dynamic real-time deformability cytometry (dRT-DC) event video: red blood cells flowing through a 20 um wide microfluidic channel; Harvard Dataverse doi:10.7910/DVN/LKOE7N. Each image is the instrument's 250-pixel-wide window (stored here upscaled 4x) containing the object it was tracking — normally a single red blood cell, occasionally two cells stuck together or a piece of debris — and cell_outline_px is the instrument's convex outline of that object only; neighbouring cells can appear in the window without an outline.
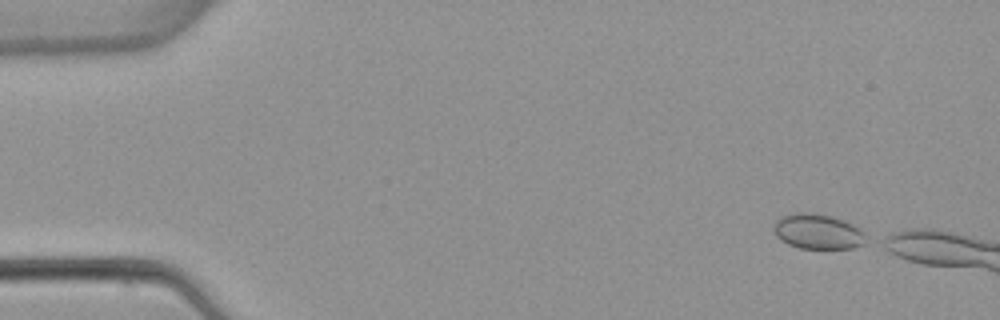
{"species": "common noctule bat (a hibernating species)", "species_latin": "Nyctalus noctula", "temperature_condition": "warm", "stored_images_in_passage": 3, "camera_frame_rate_fps": 3000, "um_per_image_px": 0.085, "animal": {"sex": "female", "body_mass_g": 22.7, "forearm_length_mm": 54.2}, "frame": {"image": 1, "passage_image": 1, "time_ms": 0.0, "image_size_px": [1000, 320], "cell_outline_px": [[864, 244], [852, 248], [800, 248], [788, 244], [776, 236], [772, 228], [776, 220], [784, 216], [800, 212], [832, 216], [844, 220], [860, 228]], "centroid_in_image_um": [69.47, 19.68], "position_along_channel_um": 15.5, "area_um2": 18.44}}